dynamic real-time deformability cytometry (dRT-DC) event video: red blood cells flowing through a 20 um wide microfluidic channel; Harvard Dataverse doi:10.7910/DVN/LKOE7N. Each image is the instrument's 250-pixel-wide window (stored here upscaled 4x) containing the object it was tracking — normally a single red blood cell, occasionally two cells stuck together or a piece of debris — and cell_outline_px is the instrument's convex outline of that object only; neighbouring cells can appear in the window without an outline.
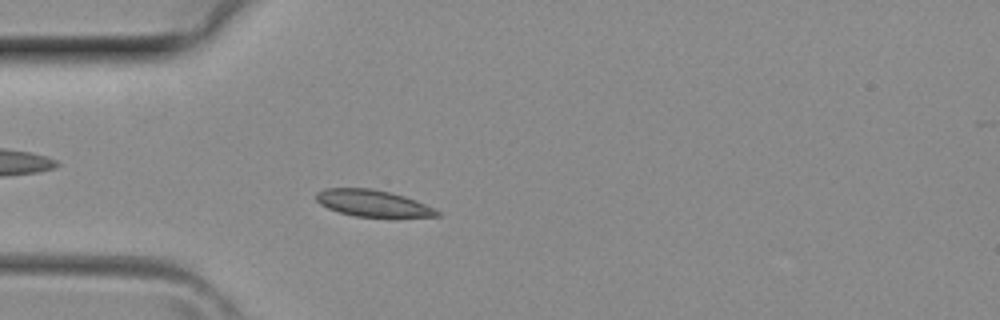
{"species": "common noctule bat (a hibernating species)", "species_latin": "Nyctalus noctula", "temperature_condition": "room temperature", "stored_images_in_passage": 31, "camera_frame_rate_fps": 3000, "um_per_image_px": 0.085, "animal": {"sex": "female", "body_mass_g": 29.2, "forearm_length_mm": 56.3}, "frame": {"image": 1, "passage_image": 3, "time_ms": 0.667, "image_size_px": [1000, 320], "cell_outline_px": [[440, 216], [396, 220], [356, 216], [340, 212], [328, 208], [320, 204], [316, 200], [316, 192], [324, 188], [372, 188], [404, 196], [416, 200], [436, 208], [440, 212]], "centroid_in_image_um": [31.8, 17.33], "position_along_channel_um": 53.2, "area_um2": 19.71}}
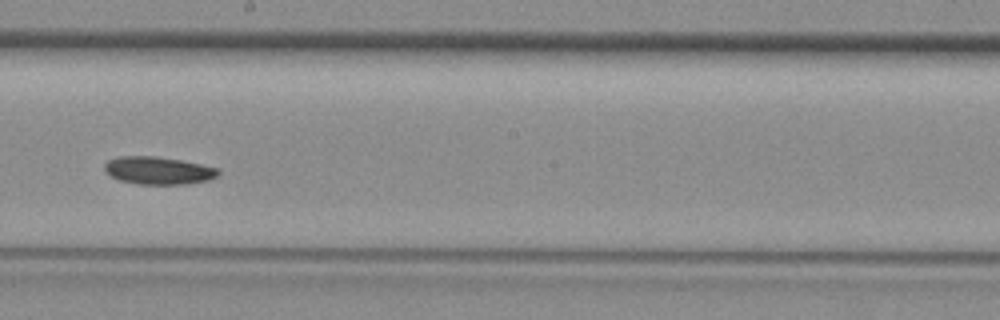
{"frame": {"image": 2, "passage_image": 14, "time_ms": 4.333, "image_size_px": [1000, 320], "cell_outline_px": [[220, 172], [216, 176], [208, 180], [188, 184], [136, 184], [120, 180], [104, 172], [104, 164], [108, 160], [120, 156], [156, 156], [180, 160], [220, 168]], "centroid_in_image_um": [13.45, 14.49], "position_along_channel_um": 234.8, "area_um2": 18.38}}
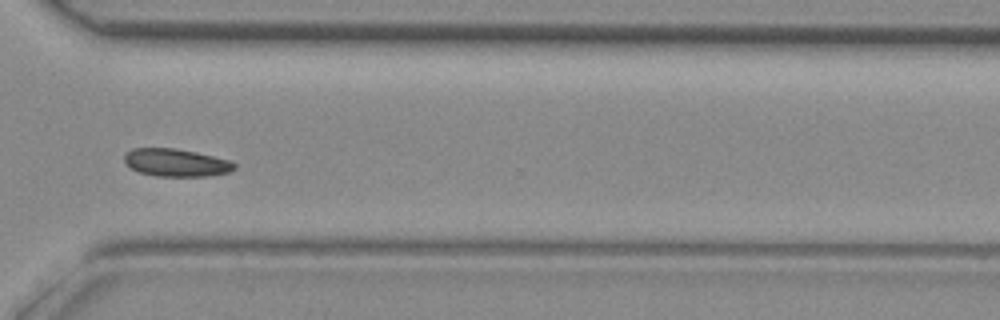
{"frame": {"image": 3, "passage_image": 21, "time_ms": 6.667, "image_size_px": [1000, 320], "cell_outline_px": [[236, 168], [228, 172], [208, 176], [156, 176], [140, 172], [132, 168], [124, 160], [124, 156], [132, 148], [176, 148], [196, 152], [232, 160], [236, 164]], "centroid_in_image_um": [15.01, 13.82], "position_along_channel_um": 355.6, "area_um2": 17.74}}